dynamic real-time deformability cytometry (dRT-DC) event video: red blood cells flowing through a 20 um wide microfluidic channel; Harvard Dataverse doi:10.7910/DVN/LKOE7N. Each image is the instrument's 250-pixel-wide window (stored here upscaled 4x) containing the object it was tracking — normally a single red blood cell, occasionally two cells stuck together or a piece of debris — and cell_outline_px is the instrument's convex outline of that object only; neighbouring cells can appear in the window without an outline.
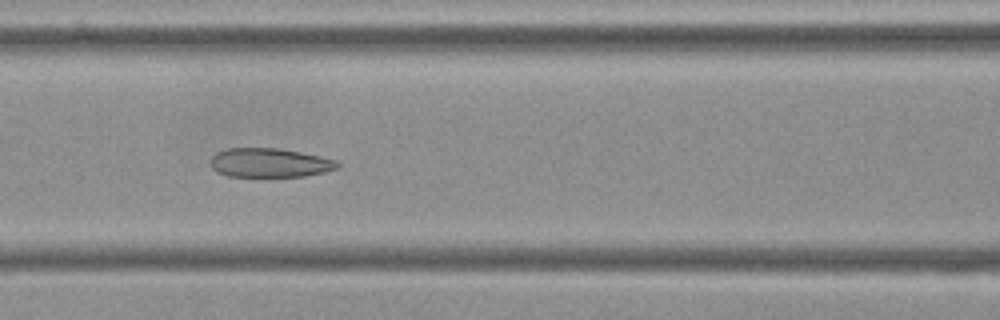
{"species": "Egyptian fruit bat (a non-hibernating species)", "species_latin": "Rousettus aegyptiacus", "temperature_condition": "cold", "stored_images_in_passage": 9, "camera_frame_rate_fps": 3000, "um_per_image_px": 0.085, "frame": {"image": 1, "passage_image": 7, "time_ms": 2.0, "image_size_px": [1000, 320], "cell_outline_px": [[340, 168], [324, 172], [304, 176], [228, 176], [216, 172], [208, 164], [208, 160], [216, 152], [228, 148], [280, 148], [320, 156], [336, 160], [340, 164]], "centroid_in_image_um": [22.89, 13.83], "position_along_channel_um": 143.7, "area_um2": 21.73}}
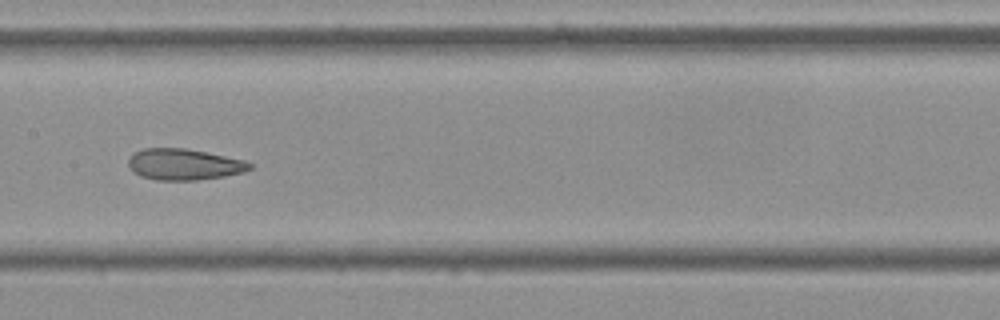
{"frame": {"image": 2, "passage_image": 8, "time_ms": 2.333, "image_size_px": [1000, 320], "cell_outline_px": [[252, 168], [244, 172], [224, 176], [196, 180], [156, 180], [140, 176], [132, 172], [128, 164], [128, 160], [132, 152], [144, 148], [184, 148], [244, 160], [252, 164]], "centroid_in_image_um": [15.59, 13.97], "position_along_channel_um": 191.8, "area_um2": 22.08}}
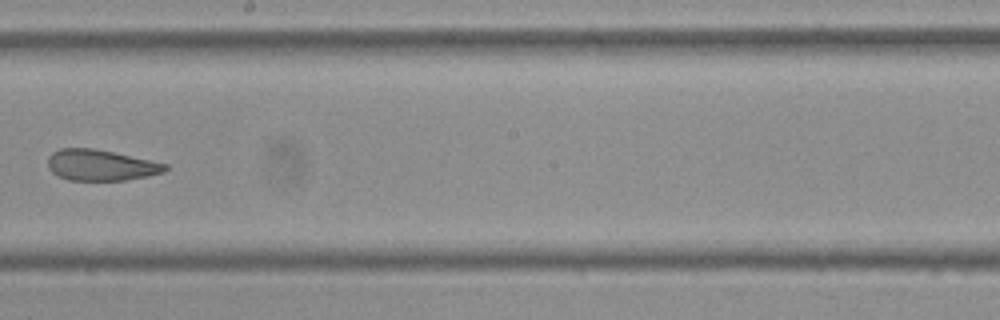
{"frame": {"image": 3, "passage_image": 9, "time_ms": 2.667, "image_size_px": [1000, 320], "cell_outline_px": [[168, 168], [164, 172], [148, 176], [124, 180], [68, 180], [52, 172], [48, 168], [48, 156], [52, 152], [60, 148], [92, 148], [112, 152], [168, 164]], "centroid_in_image_um": [8.55, 14.04], "position_along_channel_um": 239.7, "area_um2": 21.04}}